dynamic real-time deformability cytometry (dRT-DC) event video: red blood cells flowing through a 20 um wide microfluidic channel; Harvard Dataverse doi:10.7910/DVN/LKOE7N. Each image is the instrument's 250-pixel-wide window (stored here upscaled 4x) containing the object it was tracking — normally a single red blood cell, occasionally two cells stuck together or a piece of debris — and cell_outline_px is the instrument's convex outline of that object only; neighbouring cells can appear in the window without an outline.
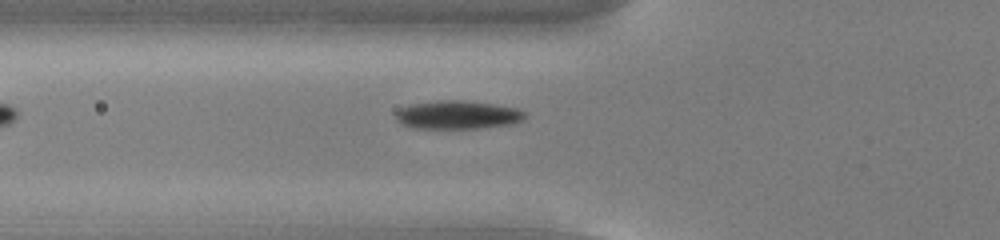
{"species": "common noctule bat (a hibernating species)", "species_latin": "Nyctalus noctula", "temperature_condition": "cold", "stored_images_in_passage": 34, "camera_frame_rate_fps": 3000, "um_per_image_px": 0.085, "animal": {"sex": "male", "body_mass_g": 13.0, "forearm_length_mm": 53.1}, "frame": {"image": 1, "passage_image": 4, "time_ms": 1.0, "image_size_px": [1000, 240], "cell_outline_px": [[524, 120], [512, 124], [476, 128], [412, 128], [400, 124], [396, 120], [396, 112], [400, 108], [412, 104], [440, 100], [464, 100], [492, 104], [516, 108], [524, 112]], "centroid_in_image_um": [38.86, 9.76], "position_along_channel_um": 86.9, "area_um2": 21.27}}
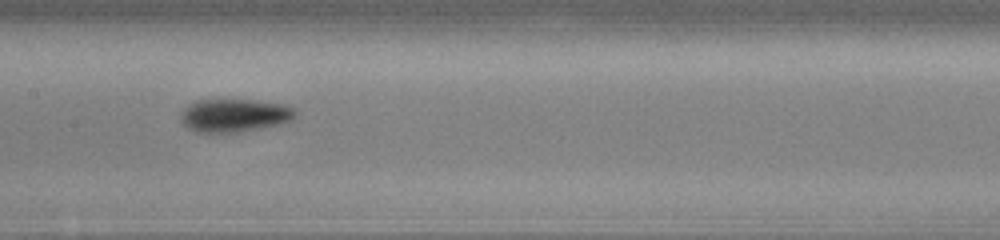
{"frame": {"image": 2, "passage_image": 12, "time_ms": 3.667, "image_size_px": [1000, 240], "cell_outline_px": [[296, 116], [292, 120], [280, 124], [260, 128], [236, 132], [196, 132], [188, 128], [180, 120], [180, 116], [184, 108], [196, 100], [256, 100], [284, 104], [292, 108], [296, 112]], "centroid_in_image_um": [19.92, 9.8], "position_along_channel_um": 187.5, "area_um2": 22.02}}
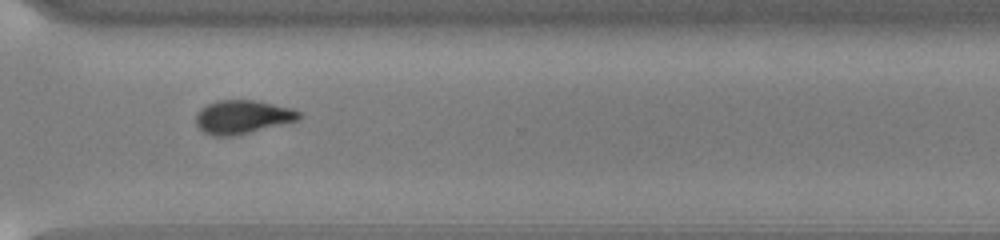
{"frame": {"image": 3, "passage_image": 25, "time_ms": 8.0, "image_size_px": [1000, 240], "cell_outline_px": [[300, 120], [236, 136], [212, 136], [204, 132], [196, 124], [196, 116], [200, 108], [216, 100], [256, 100], [292, 108], [300, 112]], "centroid_in_image_um": [20.62, 9.94], "position_along_channel_um": 350.0, "area_um2": 20.35}, "authors_computed_cell_mechanics": {"area_um2": 20.6924, "velocity_mm_per_s": 3.7614, "shape_relaxation_time_tau1_ms": 2.175, "shape_relaxation_time_tau2_ms": null, "deformation_change_tau1": 0.1134, "deformation_change_tau2": null}}